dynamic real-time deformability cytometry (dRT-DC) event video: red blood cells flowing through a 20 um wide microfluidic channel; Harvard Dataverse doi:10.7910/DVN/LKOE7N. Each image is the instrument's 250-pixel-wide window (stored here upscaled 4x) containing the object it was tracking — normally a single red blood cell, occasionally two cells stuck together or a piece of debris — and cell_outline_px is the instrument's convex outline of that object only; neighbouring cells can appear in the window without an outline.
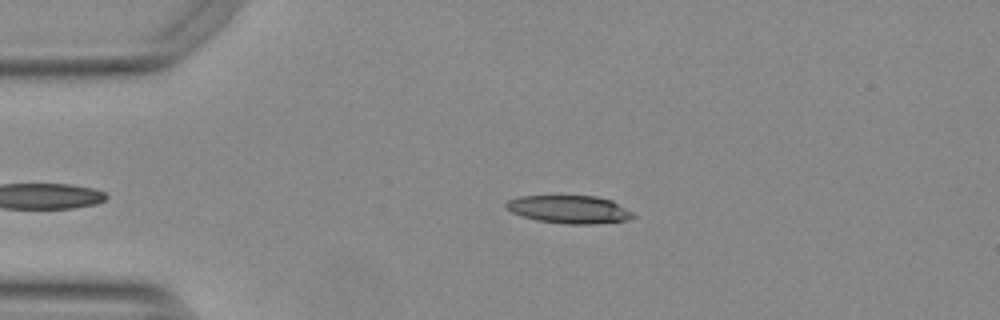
{"species": "Egyptian fruit bat (a non-hibernating species)", "species_latin": "Rousettus aegyptiacus", "temperature_condition": "warm", "stored_images_in_passage": 40, "camera_frame_rate_fps": 3000, "um_per_image_px": 0.085, "animal": {"sex": "female"}, "frame": {"image": 1, "passage_image": 3, "time_ms": 0.667, "image_size_px": [1000, 320], "cell_outline_px": [[636, 216], [628, 220], [592, 224], [568, 224], [536, 220], [512, 212], [504, 208], [504, 204], [508, 200], [520, 196], [596, 196], [612, 200], [632, 212]], "centroid_in_image_um": [48.38, 17.79], "position_along_channel_um": 36.6, "area_um2": 20.63}}
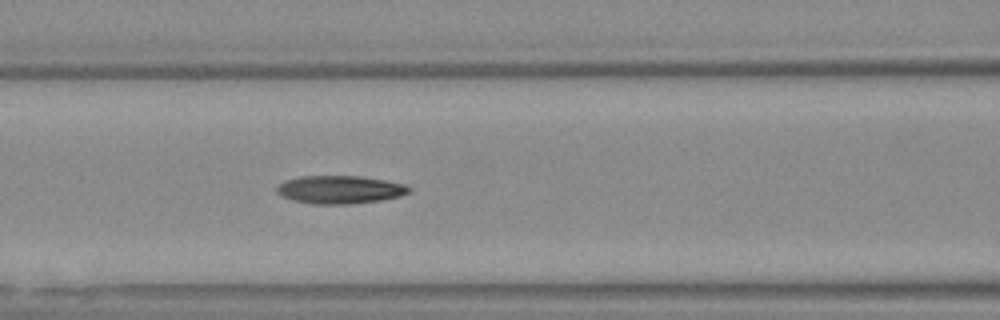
{"frame": {"image": 2, "passage_image": 14, "time_ms": 4.333, "image_size_px": [1000, 320], "cell_outline_px": [[412, 188], [408, 192], [400, 196], [380, 200], [348, 204], [312, 204], [292, 200], [280, 196], [276, 192], [276, 188], [284, 180], [300, 176], [360, 176], [384, 180], [404, 184]], "centroid_in_image_um": [28.84, 16.12], "position_along_channel_um": 137.8, "area_um2": 21.62}}
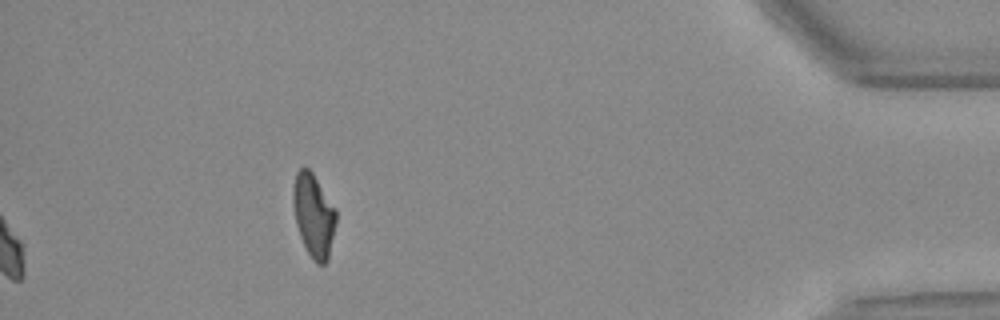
{"frame": {"image": 3, "passage_image": 40, "time_ms": 13.0, "image_size_px": [1000, 320], "cell_outline_px": [[336, 224], [328, 260], [324, 264], [316, 264], [312, 260], [300, 236], [296, 224], [292, 200], [292, 188], [296, 172], [300, 168], [308, 168], [312, 172], [336, 208]], "centroid_in_image_um": [26.66, 18.3], "position_along_channel_um": 408.5, "area_um2": 20.98}, "authors_computed_cell_mechanics": {"area_um2": 21.2704, "velocity_mm_per_s": 3.7682, "shape_relaxation_time_tau1_ms": 6.1409, "shape_relaxation_time_tau2_ms": 3.427, "deformation_change_tau1": 0.2266, "deformation_change_tau2": 0.1236}}